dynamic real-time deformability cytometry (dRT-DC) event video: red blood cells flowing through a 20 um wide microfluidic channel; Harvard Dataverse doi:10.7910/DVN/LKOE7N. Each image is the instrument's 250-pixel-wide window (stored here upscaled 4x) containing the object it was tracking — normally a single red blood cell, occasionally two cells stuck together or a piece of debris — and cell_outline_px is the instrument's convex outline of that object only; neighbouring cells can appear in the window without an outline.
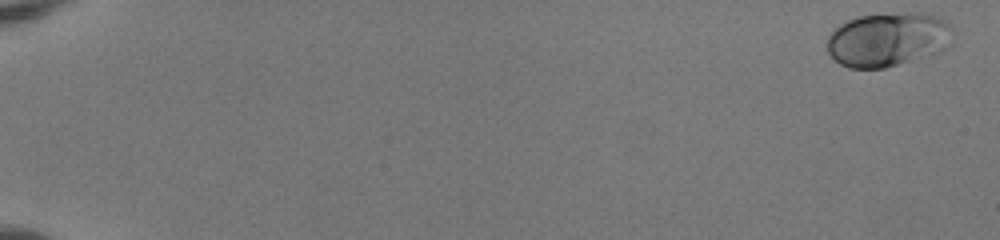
{"species": "human", "species_latin": "Homo sapiens", "temperature_condition": "room temperature", "stored_images_in_passage": 53, "camera_frame_rate_fps": 3000, "um_per_image_px": 0.085, "donor": {"sex": "female"}, "frame": {"image": 1, "passage_image": 1, "time_ms": 0.0, "image_size_px": [1000, 240], "cell_outline_px": [[952, 44], [944, 48], [884, 68], [848, 68], [840, 64], [828, 52], [828, 36], [840, 24], [848, 20], [860, 16], [904, 12], [920, 12], [948, 20], [952, 24]], "centroid_in_image_um": [75.48, 3.32], "position_along_channel_um": 9.5, "area_um2": 39.19}}
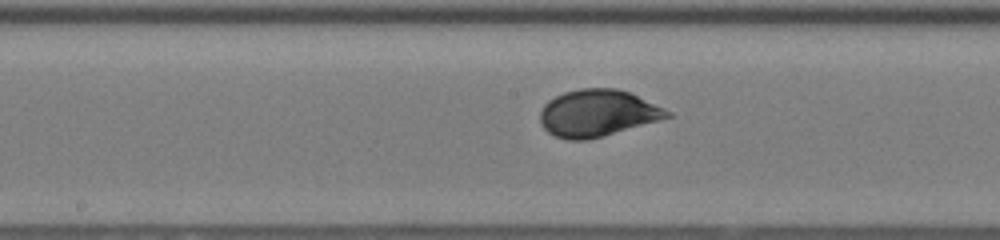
{"frame": {"image": 2, "passage_image": 30, "time_ms": 9.667, "image_size_px": [1000, 240], "cell_outline_px": [[672, 116], [588, 140], [568, 140], [556, 136], [548, 132], [540, 124], [540, 112], [544, 104], [548, 100], [564, 92], [580, 88], [616, 88], [628, 92], [664, 108], [672, 112]], "centroid_in_image_um": [50.75, 9.61], "position_along_channel_um": 197.5, "area_um2": 34.39}}
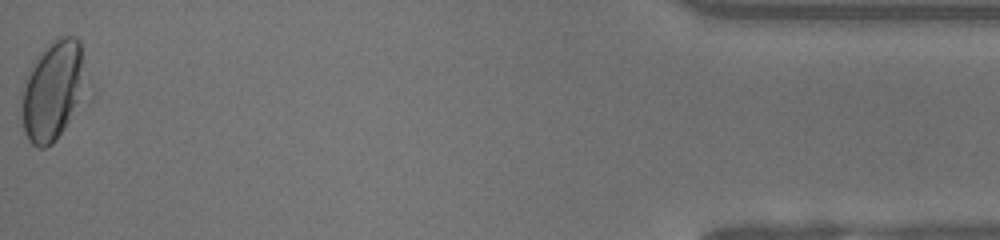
{"frame": {"image": 3, "passage_image": 53, "time_ms": 17.333, "image_size_px": [1000, 240], "cell_outline_px": [[96, 92], [92, 100], [56, 140], [52, 144], [44, 148], [36, 148], [28, 140], [24, 132], [20, 116], [20, 108], [24, 88], [28, 76], [36, 56], [56, 36], [76, 36], [80, 40]], "centroid_in_image_um": [4.73, 7.72], "position_along_channel_um": 430.5, "area_um2": 41.33}, "authors_computed_cell_mechanics": {"area_um2": 34.391, "velocity_mm_per_s": 4.0361, "shape_relaxation_time_tau1_ms": 3.3883, "shape_relaxation_time_tau2_ms": null, "deformation_change_tau1": 0.1277, "deformation_change_tau2": null}}